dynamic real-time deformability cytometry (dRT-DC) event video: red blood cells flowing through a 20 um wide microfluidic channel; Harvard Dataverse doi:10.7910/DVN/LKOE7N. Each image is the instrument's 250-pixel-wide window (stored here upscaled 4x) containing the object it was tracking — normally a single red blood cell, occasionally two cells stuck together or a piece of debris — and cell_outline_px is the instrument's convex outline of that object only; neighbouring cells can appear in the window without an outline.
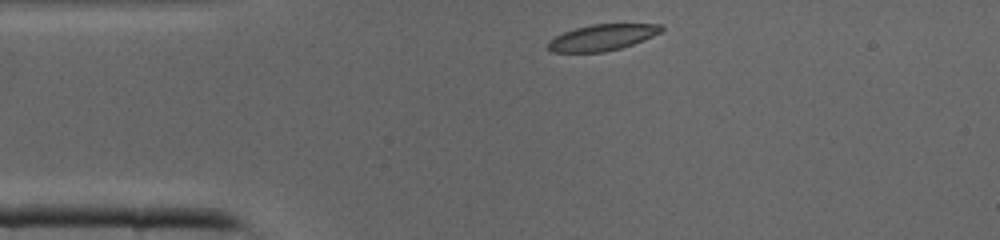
{"species": "common noctule bat (a hibernating species)", "species_latin": "Nyctalus noctula", "temperature_condition": "cold", "stored_images_in_passage": 34, "camera_frame_rate_fps": 3000, "um_per_image_px": 0.085, "animal": {"sex": "male", "body_mass_g": 19.0, "forearm_length_mm": 50.8}, "frame": {"image": 1, "passage_image": 1, "time_ms": 0.0, "image_size_px": [1000, 240], "cell_outline_px": [[664, 28], [660, 32], [652, 36], [632, 44], [620, 48], [604, 52], [552, 52], [548, 48], [548, 40], [564, 32], [576, 28], [592, 24], [660, 24]], "centroid_in_image_um": [51.16, 3.18], "position_along_channel_um": 33.8, "area_um2": 17.05}}
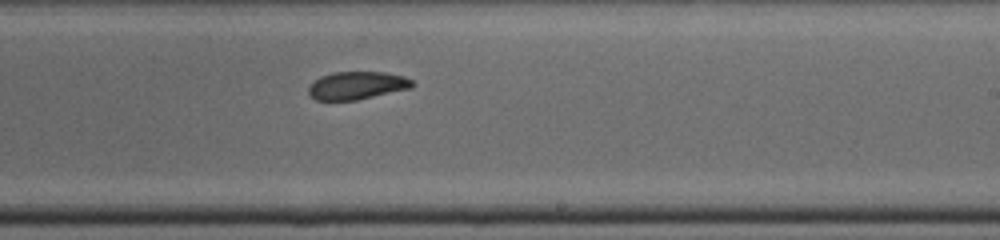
{"frame": {"image": 2, "passage_image": 17, "time_ms": 5.333, "image_size_px": [1000, 240], "cell_outline_px": [[416, 84], [412, 88], [356, 100], [316, 100], [308, 92], [308, 88], [320, 76], [332, 72], [384, 72], [404, 76], [412, 80]], "centroid_in_image_um": [30.38, 7.26], "position_along_channel_um": 258.6, "area_um2": 16.82}}
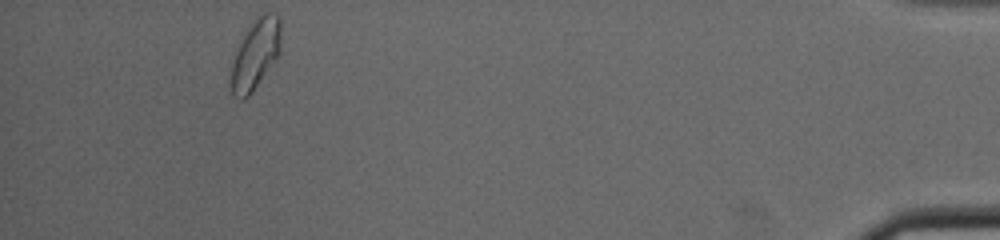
{"frame": {"image": 3, "passage_image": 31, "time_ms": 10.0, "image_size_px": [1000, 240], "cell_outline_px": [[280, 52], [252, 92], [244, 100], [240, 100], [232, 96], [228, 84], [232, 60], [236, 48], [248, 28], [256, 16], [264, 12], [268, 12], [276, 16], [280, 20]], "centroid_in_image_um": [21.64, 4.66], "position_along_channel_um": 413.6, "area_um2": 20.58}}